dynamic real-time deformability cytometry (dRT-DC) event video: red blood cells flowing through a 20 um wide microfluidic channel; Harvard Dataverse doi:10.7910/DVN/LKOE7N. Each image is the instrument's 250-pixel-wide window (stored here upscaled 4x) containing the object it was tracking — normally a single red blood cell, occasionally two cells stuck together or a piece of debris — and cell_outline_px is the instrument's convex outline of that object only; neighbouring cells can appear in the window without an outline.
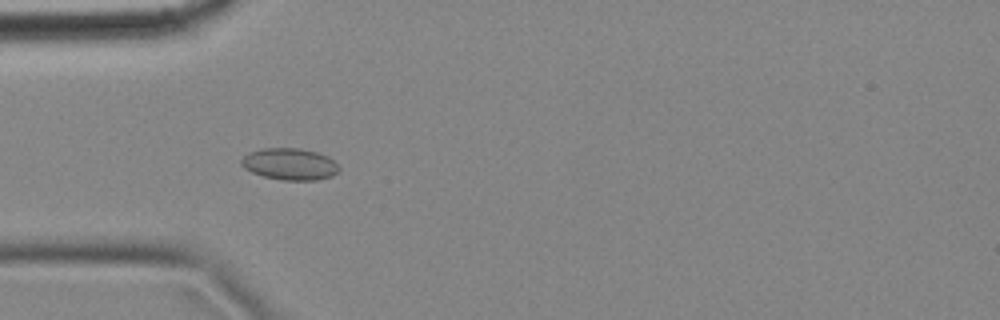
{"species": "common noctule bat (a hibernating species)", "species_latin": "Nyctalus noctula", "temperature_condition": "cold", "stored_images_in_passage": 5, "camera_frame_rate_fps": 3000, "um_per_image_px": 0.085, "animal": {"sex": "female", "body_mass_g": 18.4}, "frame": {"image": 1, "passage_image": 4, "time_ms": 1.0, "image_size_px": [1000, 320], "cell_outline_px": [[340, 172], [332, 176], [316, 180], [280, 180], [264, 176], [252, 172], [244, 168], [240, 164], [240, 160], [248, 152], [264, 148], [300, 148], [316, 152], [328, 156], [340, 168]], "centroid_in_image_um": [24.63, 13.95], "position_along_channel_um": 60.4, "area_um2": 18.15}}
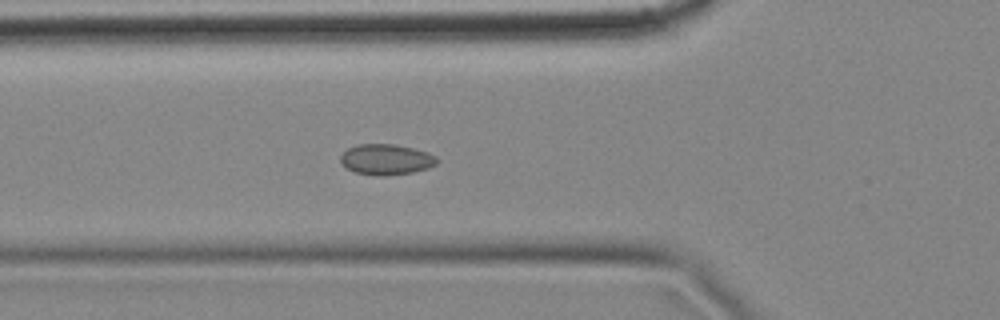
{"frame": {"image": 2, "passage_image": 5, "time_ms": 1.333, "image_size_px": [1000, 320], "cell_outline_px": [[436, 164], [428, 168], [412, 172], [384, 176], [380, 176], [356, 172], [348, 168], [340, 160], [340, 156], [348, 148], [356, 144], [392, 144], [412, 148], [428, 152], [436, 156]], "centroid_in_image_um": [32.83, 13.55], "position_along_channel_um": 93.0, "area_um2": 16.99}}